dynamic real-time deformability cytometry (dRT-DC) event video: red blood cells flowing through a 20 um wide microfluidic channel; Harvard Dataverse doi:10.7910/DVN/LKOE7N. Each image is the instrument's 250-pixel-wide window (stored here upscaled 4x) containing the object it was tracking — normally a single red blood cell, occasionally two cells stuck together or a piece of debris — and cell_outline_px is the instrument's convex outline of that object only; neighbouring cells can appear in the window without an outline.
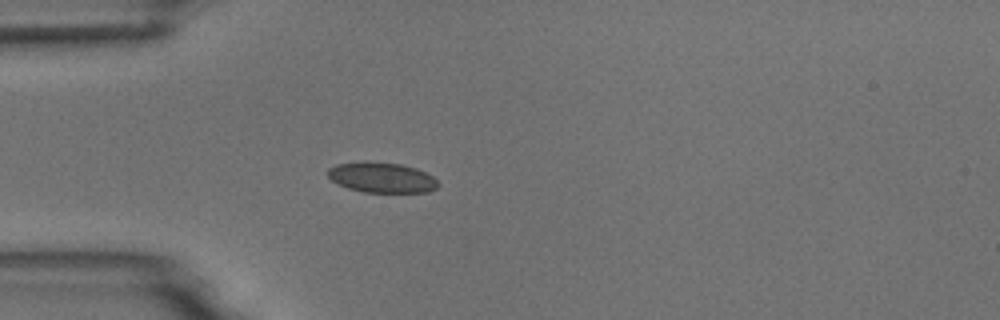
{"species": "common noctule bat (a hibernating species)", "species_latin": "Nyctalus noctula", "temperature_condition": "room temperature", "stored_images_in_passage": 1, "camera_frame_rate_fps": 3000, "um_per_image_px": 0.085, "animal": {"sex": "male", "body_mass_g": 18.8}, "frame": {"image": 1, "passage_image": 1, "time_ms": 0.0, "image_size_px": [1000, 320], "cell_outline_px": [[440, 184], [436, 188], [428, 192], [364, 192], [348, 188], [332, 180], [328, 176], [328, 168], [336, 164], [364, 160], [400, 164], [416, 168], [432, 176]], "centroid_in_image_um": [32.44, 15.07], "position_along_channel_um": 52.6, "area_um2": 19.54}}